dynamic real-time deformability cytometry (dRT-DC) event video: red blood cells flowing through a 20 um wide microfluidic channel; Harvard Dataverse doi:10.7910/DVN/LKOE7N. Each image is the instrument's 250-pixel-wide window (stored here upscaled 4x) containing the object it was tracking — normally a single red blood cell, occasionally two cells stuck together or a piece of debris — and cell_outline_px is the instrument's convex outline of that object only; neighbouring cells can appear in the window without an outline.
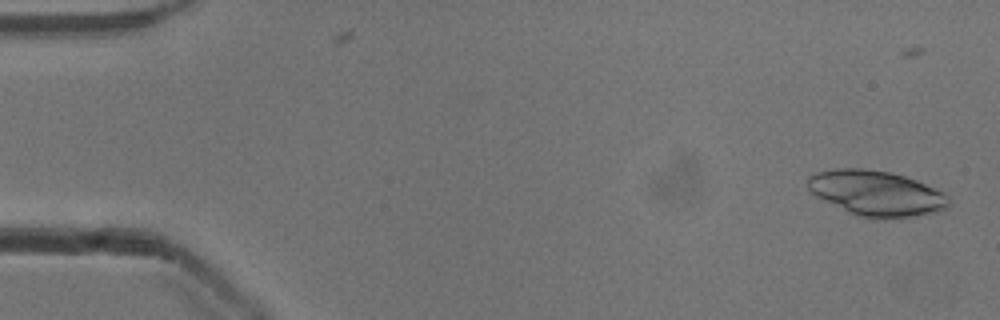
{"species": "common noctule bat (a hibernating species)", "species_latin": "Nyctalus noctula", "temperature_condition": "cold", "stored_images_in_passage": 4, "camera_frame_rate_fps": 3000, "um_per_image_px": 0.085, "animal": {"sex": "male", "body_mass_g": 13.3}, "frame": {"image": 1, "passage_image": 1, "time_ms": 0.0, "image_size_px": [1000, 320], "cell_outline_px": [[948, 208], [936, 212], [916, 216], [856, 216], [816, 196], [808, 188], [808, 176], [816, 172], [836, 168], [864, 168], [888, 172], [904, 176], [916, 180], [944, 192], [948, 196]], "centroid_in_image_um": [74.48, 16.39], "position_along_channel_um": 10.5, "area_um2": 36.53}}